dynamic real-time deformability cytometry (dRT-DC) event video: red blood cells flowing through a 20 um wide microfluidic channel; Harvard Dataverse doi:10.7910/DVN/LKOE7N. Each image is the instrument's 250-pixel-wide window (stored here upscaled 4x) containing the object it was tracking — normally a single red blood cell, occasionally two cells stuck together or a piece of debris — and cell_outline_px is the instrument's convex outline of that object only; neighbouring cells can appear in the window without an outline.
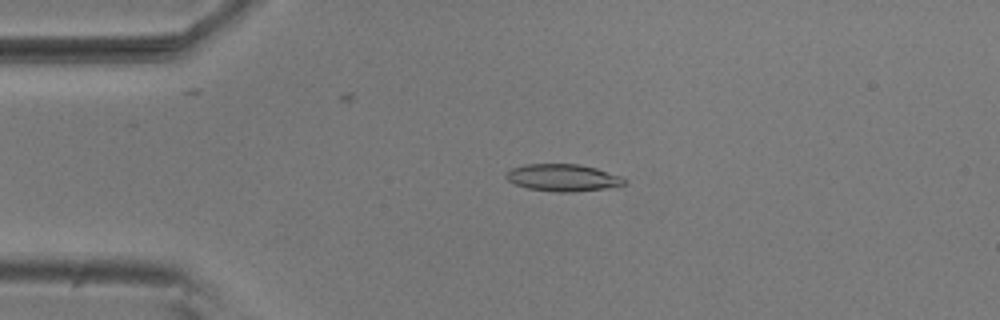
{"species": "common noctule bat (a hibernating species)", "species_latin": "Nyctalus noctula", "temperature_condition": "room temperature", "stored_images_in_passage": 4, "camera_frame_rate_fps": 3000, "um_per_image_px": 0.085, "animal": {"sex": "male", "body_mass_g": 20.5, "forearm_length_mm": 52.5}, "frame": {"image": 1, "passage_image": 4, "time_ms": 1.0, "image_size_px": [1000, 320], "cell_outline_px": [[628, 184], [620, 188], [572, 192], [556, 192], [528, 188], [516, 184], [508, 180], [504, 176], [504, 172], [512, 168], [524, 164], [576, 164], [596, 168], [620, 176], [628, 180]], "centroid_in_image_um": [47.92, 15.12], "position_along_channel_um": 37.1, "area_um2": 19.13}}